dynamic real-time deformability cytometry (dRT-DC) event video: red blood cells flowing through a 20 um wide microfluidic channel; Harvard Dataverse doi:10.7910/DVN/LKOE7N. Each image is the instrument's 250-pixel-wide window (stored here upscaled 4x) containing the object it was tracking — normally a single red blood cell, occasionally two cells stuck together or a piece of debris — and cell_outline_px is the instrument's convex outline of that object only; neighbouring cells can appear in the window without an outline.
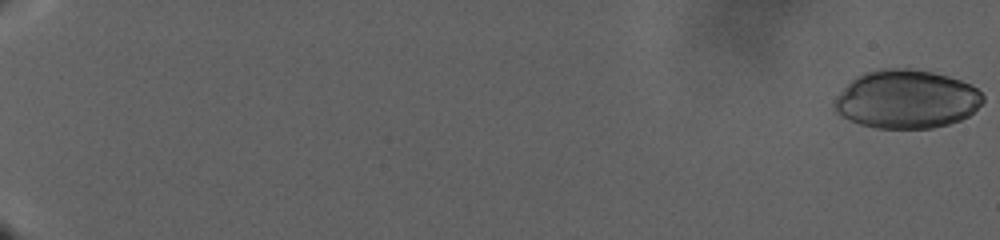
{"species": "human", "species_latin": "Homo sapiens", "temperature_condition": "warm", "stored_images_in_passage": 141, "camera_frame_rate_fps": 3000, "um_per_image_px": 0.085, "donor": {"sex": "male"}, "frame": {"image": 1, "passage_image": 1, "time_ms": 0.0, "image_size_px": [1000, 240], "cell_outline_px": [[984, 100], [968, 116], [960, 120], [948, 124], [932, 128], [876, 128], [860, 124], [840, 116], [832, 108], [832, 100], [856, 76], [864, 72], [880, 68], [908, 68], [932, 72], [948, 76], [960, 80], [976, 88], [984, 96]], "centroid_in_image_um": [77.01, 8.43], "position_along_channel_um": 8.0, "area_um2": 50.75}}
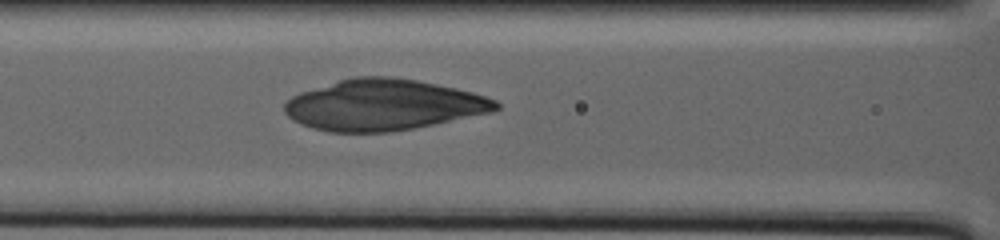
{"frame": {"image": 2, "passage_image": 79, "time_ms": 26.0, "image_size_px": [1000, 240], "cell_outline_px": [[500, 108], [492, 112], [412, 128], [388, 132], [328, 132], [312, 128], [300, 124], [292, 120], [284, 112], [284, 104], [292, 96], [300, 92], [352, 76], [392, 76], [416, 80], [456, 88], [472, 92], [496, 100], [500, 104]], "centroid_in_image_um": [32.55, 8.91], "position_along_channel_um": 134.0, "area_um2": 62.66}}
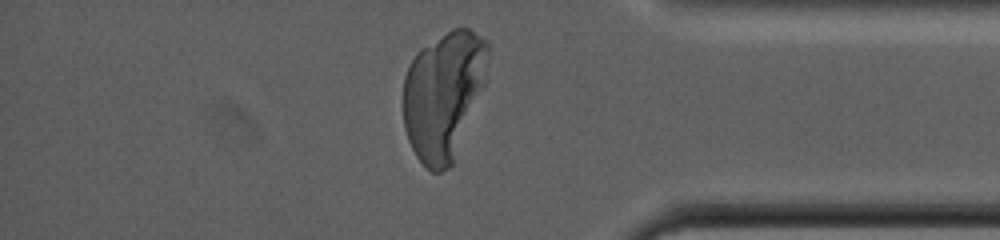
{"frame": {"image": 3, "passage_image": 135, "time_ms": 44.667, "image_size_px": [1000, 240], "cell_outline_px": [[488, 52], [484, 84], [452, 164], [448, 168], [440, 172], [432, 172], [416, 156], [408, 140], [404, 128], [404, 76], [408, 64], [416, 52], [420, 48], [452, 28], [468, 28], [488, 40]], "centroid_in_image_um": [37.68, 8.04], "position_along_channel_um": 397.5, "area_um2": 62.83}}